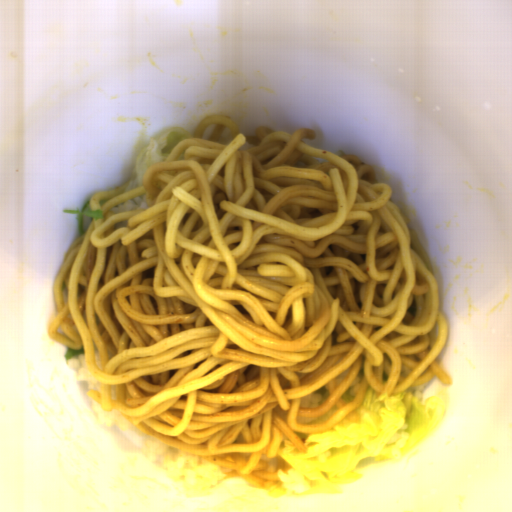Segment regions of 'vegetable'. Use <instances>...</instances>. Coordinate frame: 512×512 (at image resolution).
Here are the masks:
<instances>
[{
    "label": "vegetable",
    "mask_w": 512,
    "mask_h": 512,
    "mask_svg": "<svg viewBox=\"0 0 512 512\" xmlns=\"http://www.w3.org/2000/svg\"><path fill=\"white\" fill-rule=\"evenodd\" d=\"M354 411L359 423L345 417L325 433L295 432L306 453L284 433L274 459L261 456L266 470L278 472L281 479L266 489L271 498L342 493L346 483L363 479L355 470L359 462L395 460L414 451L443 423L446 406L438 395L420 403L409 387L376 397L369 385L361 407Z\"/></svg>",
    "instance_id": "obj_1"
},
{
    "label": "vegetable",
    "mask_w": 512,
    "mask_h": 512,
    "mask_svg": "<svg viewBox=\"0 0 512 512\" xmlns=\"http://www.w3.org/2000/svg\"><path fill=\"white\" fill-rule=\"evenodd\" d=\"M184 138L194 137L182 126H172L156 134L136 155L133 175L124 192L143 186L148 168L158 162H166L173 148Z\"/></svg>",
    "instance_id": "obj_2"
},
{
    "label": "vegetable",
    "mask_w": 512,
    "mask_h": 512,
    "mask_svg": "<svg viewBox=\"0 0 512 512\" xmlns=\"http://www.w3.org/2000/svg\"><path fill=\"white\" fill-rule=\"evenodd\" d=\"M89 202L84 205L82 210H62L63 213L75 214L77 237L89 227L92 220L104 218L103 211L100 208L96 211H92Z\"/></svg>",
    "instance_id": "obj_3"
},
{
    "label": "vegetable",
    "mask_w": 512,
    "mask_h": 512,
    "mask_svg": "<svg viewBox=\"0 0 512 512\" xmlns=\"http://www.w3.org/2000/svg\"><path fill=\"white\" fill-rule=\"evenodd\" d=\"M84 352V345L80 349H70L67 347L64 357L65 359H72L74 356H76L79 353Z\"/></svg>",
    "instance_id": "obj_4"
}]
</instances>
